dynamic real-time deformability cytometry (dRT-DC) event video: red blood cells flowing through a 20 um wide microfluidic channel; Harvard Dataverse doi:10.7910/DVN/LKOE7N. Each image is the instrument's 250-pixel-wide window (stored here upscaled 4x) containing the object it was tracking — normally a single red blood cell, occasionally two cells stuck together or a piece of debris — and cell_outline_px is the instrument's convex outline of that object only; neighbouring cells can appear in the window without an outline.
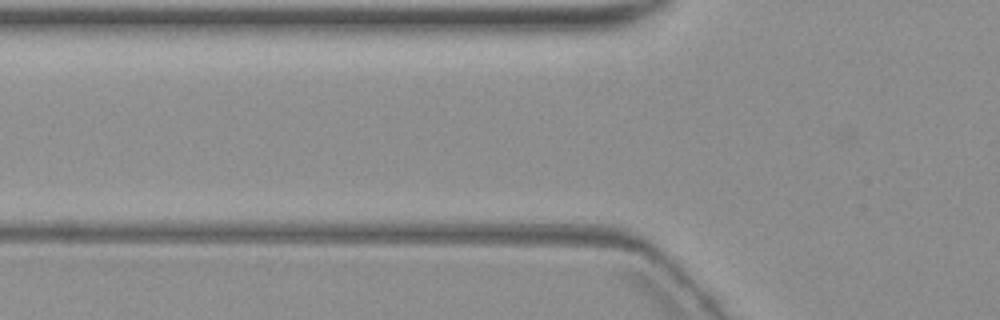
{"species": "common noctule bat (a hibernating species)", "species_latin": "Nyctalus noctula", "temperature_condition": "warm", "stored_images_in_passage": 4, "camera_frame_rate_fps": 3000, "um_per_image_px": 0.085, "animal": {"sex": "female", "body_mass_g": 19.3, "forearm_length_mm": 54.1}, "frame": {"image": 1, "passage_image": 3, "time_ms": 3.333, "image_size_px": [1000, 320], "cell_outline_px": [[640, 256], [452, 244], [452, 240], [540, 236], [556, 236], [616, 244], [636, 248]], "centroid_in_image_um": [46.96, 20.81], "position_along_channel_um": 78.8, "area_um2": 14.1}}